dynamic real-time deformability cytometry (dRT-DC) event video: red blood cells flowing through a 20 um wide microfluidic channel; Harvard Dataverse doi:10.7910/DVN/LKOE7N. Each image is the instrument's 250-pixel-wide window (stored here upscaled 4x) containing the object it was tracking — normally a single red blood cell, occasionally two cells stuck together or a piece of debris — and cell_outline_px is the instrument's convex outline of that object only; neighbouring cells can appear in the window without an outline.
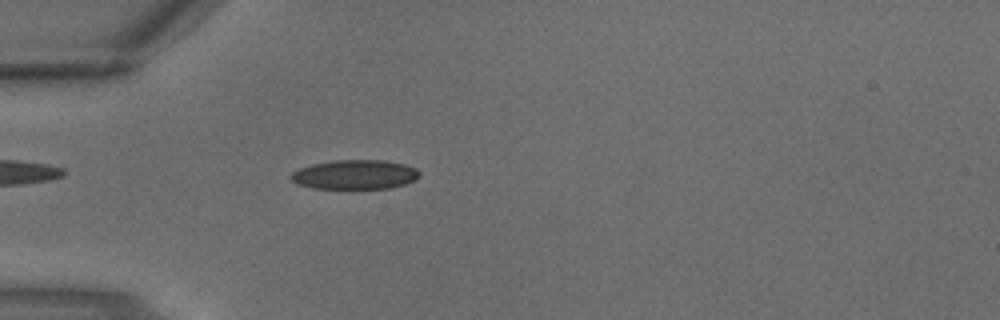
{"species": "common noctule bat (a hibernating species)", "species_latin": "Nyctalus noctula", "temperature_condition": "warm", "stored_images_in_passage": 3, "camera_frame_rate_fps": 3000, "um_per_image_px": 0.085, "animal": {"sex": "male", "body_mass_g": 18.8}, "frame": {"image": 1, "passage_image": 3, "time_ms": 0.667, "image_size_px": [1000, 320], "cell_outline_px": [[420, 176], [416, 180], [392, 188], [312, 188], [296, 184], [288, 176], [292, 172], [300, 168], [312, 164], [332, 160], [384, 160], [404, 164], [416, 168], [420, 172]], "centroid_in_image_um": [30.17, 14.83], "position_along_channel_um": 54.8, "area_um2": 22.14}}